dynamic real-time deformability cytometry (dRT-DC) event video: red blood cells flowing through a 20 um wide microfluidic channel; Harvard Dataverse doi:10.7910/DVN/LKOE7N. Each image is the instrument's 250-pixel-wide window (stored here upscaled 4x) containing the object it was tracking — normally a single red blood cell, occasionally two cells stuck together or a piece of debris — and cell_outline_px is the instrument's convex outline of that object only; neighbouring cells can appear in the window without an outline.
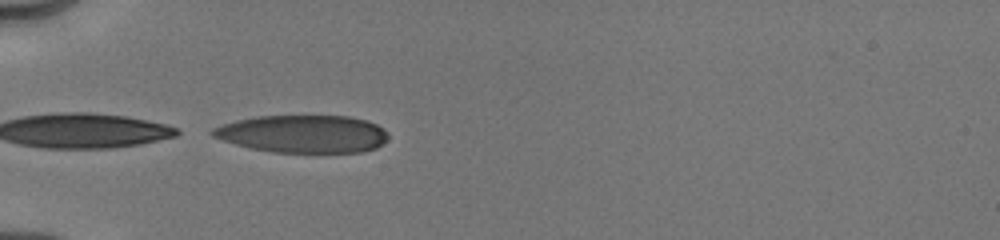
{"species": "human", "species_latin": "Homo sapiens", "temperature_condition": "cold", "stored_images_in_passage": 21, "camera_frame_rate_fps": 3000, "um_per_image_px": 0.085, "donor": {"sex": "male"}, "frame": {"image": 1, "passage_image": 10, "time_ms": 5.0, "image_size_px": [1000, 240], "cell_outline_px": [[388, 140], [376, 148], [360, 152], [272, 152], [248, 148], [212, 136], [208, 132], [212, 128], [220, 124], [236, 120], [256, 116], [348, 116], [368, 120], [384, 128], [388, 136]], "centroid_in_image_um": [25.74, 11.37], "position_along_channel_um": 59.3, "area_um2": 38.78}}
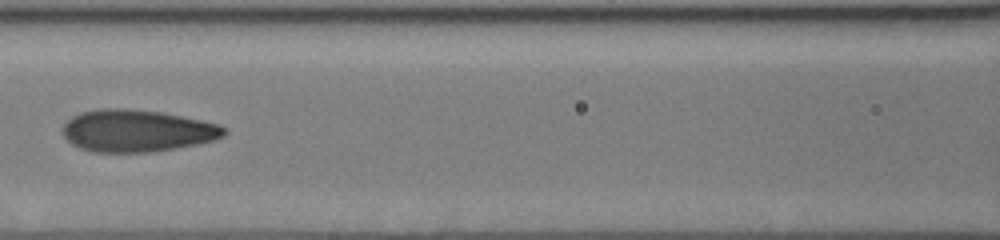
{"frame": {"image": 2, "passage_image": 14, "time_ms": 7.667, "image_size_px": [1000, 240], "cell_outline_px": [[228, 132], [224, 136], [216, 140], [200, 144], [152, 152], [92, 152], [80, 148], [72, 144], [64, 136], [64, 124], [72, 116], [80, 112], [100, 108], [128, 108], [160, 112], [220, 124], [228, 128]], "centroid_in_image_um": [11.68, 11.12], "position_along_channel_um": 154.9, "area_um2": 39.88}}
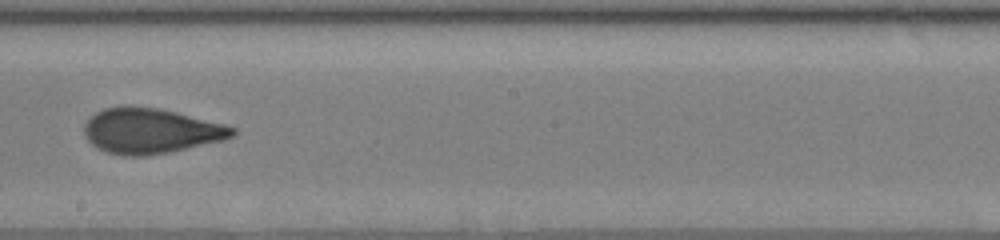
{"frame": {"image": 3, "passage_image": 17, "time_ms": 9.667, "image_size_px": [1000, 240], "cell_outline_px": [[236, 132], [232, 136], [224, 140], [168, 152], [144, 156], [124, 156], [108, 152], [96, 148], [84, 136], [84, 124], [96, 112], [104, 108], [128, 104], [156, 108], [176, 112], [224, 124], [236, 128]], "centroid_in_image_um": [12.77, 11.11], "position_along_channel_um": 235.4, "area_um2": 39.13}}